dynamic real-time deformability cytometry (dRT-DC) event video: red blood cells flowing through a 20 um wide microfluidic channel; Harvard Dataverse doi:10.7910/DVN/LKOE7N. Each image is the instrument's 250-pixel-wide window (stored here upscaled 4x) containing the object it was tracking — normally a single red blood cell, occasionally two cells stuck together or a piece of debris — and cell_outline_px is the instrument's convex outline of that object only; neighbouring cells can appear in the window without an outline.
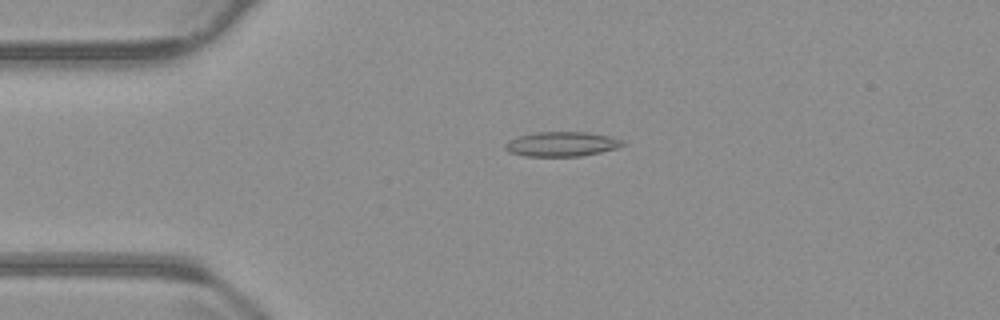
{"species": "common noctule bat (a hibernating species)", "species_latin": "Nyctalus noctula", "temperature_condition": "warm", "stored_images_in_passage": 54, "camera_frame_rate_fps": 3000, "um_per_image_px": 0.085, "animal": {"sex": "male", "body_mass_g": 23.1, "forearm_length_mm": 52.7}, "frame": {"image": 1, "passage_image": 12, "time_ms": 3.667, "image_size_px": [1000, 320], "cell_outline_px": [[628, 144], [616, 148], [600, 152], [580, 156], [524, 156], [508, 152], [504, 148], [504, 144], [516, 136], [536, 132], [584, 132], [608, 136], [624, 140]], "centroid_in_image_um": [47.73, 12.25], "position_along_channel_um": 37.3, "area_um2": 16.94}}
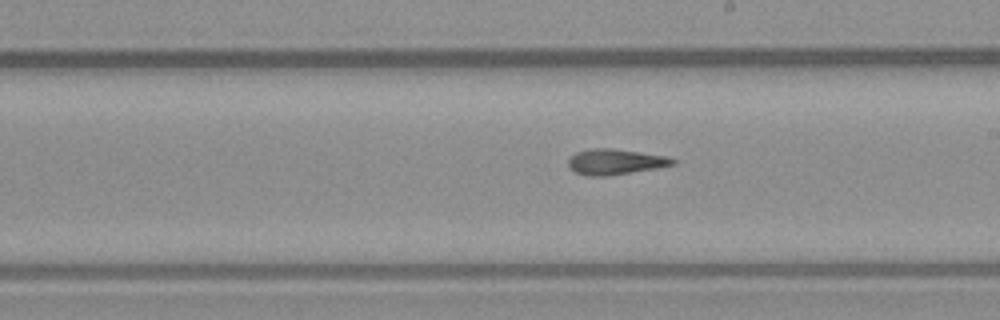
{"frame": {"image": 2, "passage_image": 30, "time_ms": 9.667, "image_size_px": [1000, 320], "cell_outline_px": [[676, 164], [656, 168], [608, 176], [588, 176], [576, 172], [568, 168], [568, 160], [576, 152], [592, 148], [612, 148], [668, 156], [676, 160]], "centroid_in_image_um": [52.3, 13.75], "position_along_channel_um": 236.7, "area_um2": 15.61}}
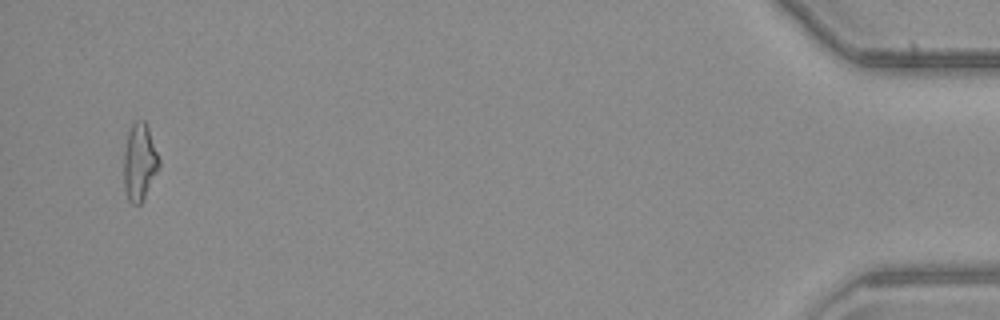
{"frame": {"image": 3, "passage_image": 52, "time_ms": 17.0, "image_size_px": [1000, 320], "cell_outline_px": [[160, 168], [140, 204], [132, 204], [128, 200], [124, 192], [124, 152], [128, 132], [132, 124], [136, 120], [144, 120], [148, 128], [160, 160]], "centroid_in_image_um": [11.86, 13.79], "position_along_channel_um": 423.3, "area_um2": 15.84}, "authors_computed_cell_mechanics": {"area_um2": 15.6638, "velocity_mm_per_s": 3.8065, "shape_relaxation_time_tau1_ms": 11.1827, "shape_relaxation_time_tau2_ms": 3.2393, "deformation_change_tau1": 0.2888, "deformation_change_tau2": 0.1515}}